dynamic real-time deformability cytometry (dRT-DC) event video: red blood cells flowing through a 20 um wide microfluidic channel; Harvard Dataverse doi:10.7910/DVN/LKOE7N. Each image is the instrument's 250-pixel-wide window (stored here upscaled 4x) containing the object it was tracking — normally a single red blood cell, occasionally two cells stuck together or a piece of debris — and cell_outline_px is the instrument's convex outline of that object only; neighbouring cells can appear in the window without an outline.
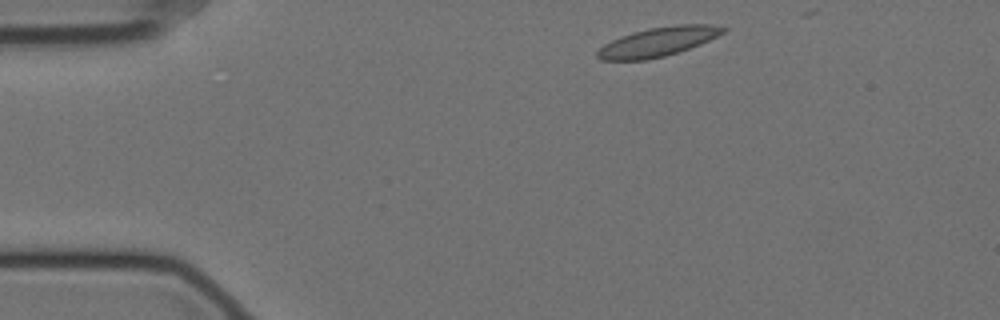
{"species": "Egyptian fruit bat (a non-hibernating species)", "species_latin": "Rousettus aegyptiacus", "temperature_condition": "cold", "stored_images_in_passage": 24, "camera_frame_rate_fps": 3000, "um_per_image_px": 0.085, "animal": {"sex": "female"}, "frame": {"image": 1, "passage_image": 2, "time_ms": 0.333, "image_size_px": [1000, 320], "cell_outline_px": [[728, 28], [724, 32], [700, 44], [664, 56], [648, 60], [600, 60], [596, 56], [596, 52], [604, 44], [620, 36], [632, 32], [648, 28], [676, 24], [712, 24]], "centroid_in_image_um": [55.9, 3.54], "position_along_channel_um": 29.1, "area_um2": 21.33}}
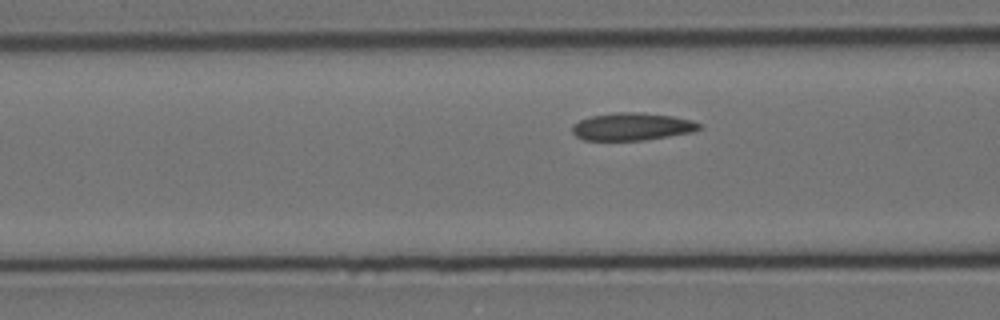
{"frame": {"image": 2, "passage_image": 14, "time_ms": 4.333, "image_size_px": [1000, 320], "cell_outline_px": [[700, 128], [692, 132], [644, 140], [584, 140], [576, 136], [572, 132], [572, 124], [580, 120], [592, 116], [616, 112], [640, 112], [672, 116], [692, 120], [700, 124]], "centroid_in_image_um": [53.7, 10.76], "position_along_channel_um": 112.9, "area_um2": 20.29}}
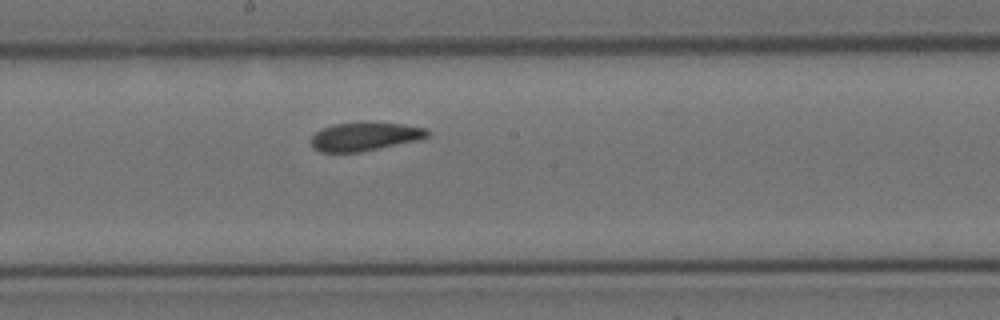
{"frame": {"image": 3, "passage_image": 23, "time_ms": 7.333, "image_size_px": [1000, 320], "cell_outline_px": [[428, 136], [416, 140], [360, 152], [320, 152], [312, 148], [312, 136], [316, 132], [332, 124], [360, 120], [400, 124], [424, 128], [428, 132]], "centroid_in_image_um": [30.94, 11.58], "position_along_channel_um": 217.3, "area_um2": 19.42}}